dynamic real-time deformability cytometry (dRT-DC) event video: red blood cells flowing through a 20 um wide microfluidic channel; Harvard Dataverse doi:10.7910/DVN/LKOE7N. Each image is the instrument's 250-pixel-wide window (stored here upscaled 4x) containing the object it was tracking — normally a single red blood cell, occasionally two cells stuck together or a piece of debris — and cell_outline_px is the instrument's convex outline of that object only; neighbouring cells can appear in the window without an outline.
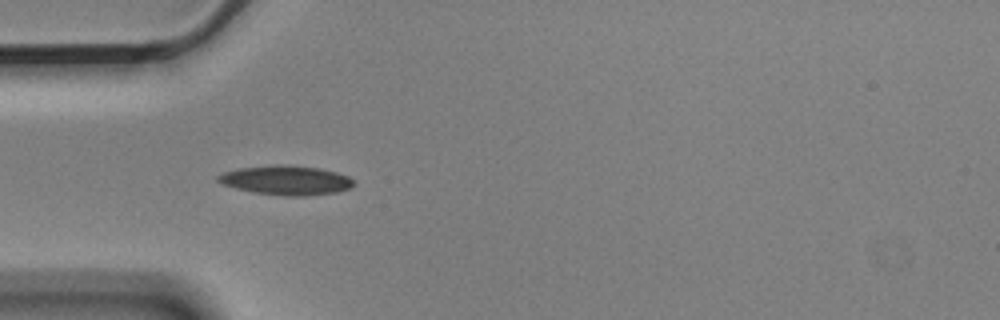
{"species": "Egyptian fruit bat (a non-hibernating species)", "species_latin": "Rousettus aegyptiacus", "temperature_condition": "cold", "stored_images_in_passage": 4, "camera_frame_rate_fps": 3000, "um_per_image_px": 0.085, "animal": {"sex": "male"}, "frame": {"image": 1, "passage_image": 3, "time_ms": 0.667, "image_size_px": [1000, 320], "cell_outline_px": [[356, 184], [352, 188], [336, 192], [304, 196], [284, 196], [256, 192], [236, 188], [224, 184], [216, 180], [216, 176], [224, 172], [240, 168], [272, 164], [284, 164], [320, 168], [336, 172], [348, 176]], "centroid_in_image_um": [24.34, 15.31], "position_along_channel_um": 60.7, "area_um2": 23.24}}
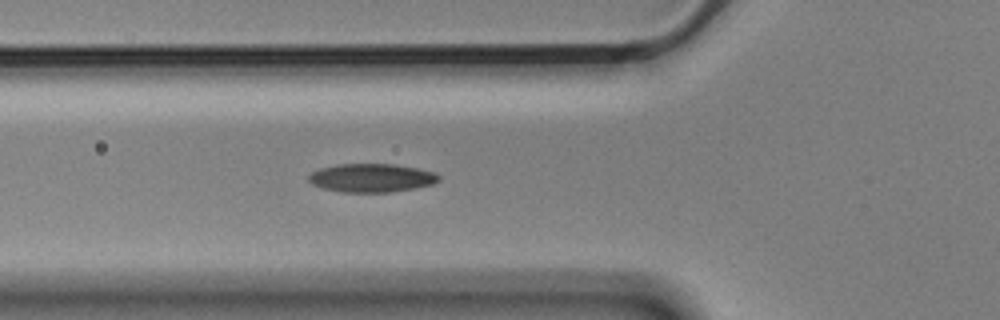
{"frame": {"image": 2, "passage_image": 4, "time_ms": 1.0, "image_size_px": [1000, 320], "cell_outline_px": [[440, 180], [432, 184], [412, 188], [388, 192], [344, 192], [324, 188], [312, 184], [308, 180], [308, 176], [312, 172], [320, 168], [336, 164], [396, 164], [436, 172], [440, 176]], "centroid_in_image_um": [31.58, 15.11], "position_along_channel_um": 94.2, "area_um2": 21.5}}